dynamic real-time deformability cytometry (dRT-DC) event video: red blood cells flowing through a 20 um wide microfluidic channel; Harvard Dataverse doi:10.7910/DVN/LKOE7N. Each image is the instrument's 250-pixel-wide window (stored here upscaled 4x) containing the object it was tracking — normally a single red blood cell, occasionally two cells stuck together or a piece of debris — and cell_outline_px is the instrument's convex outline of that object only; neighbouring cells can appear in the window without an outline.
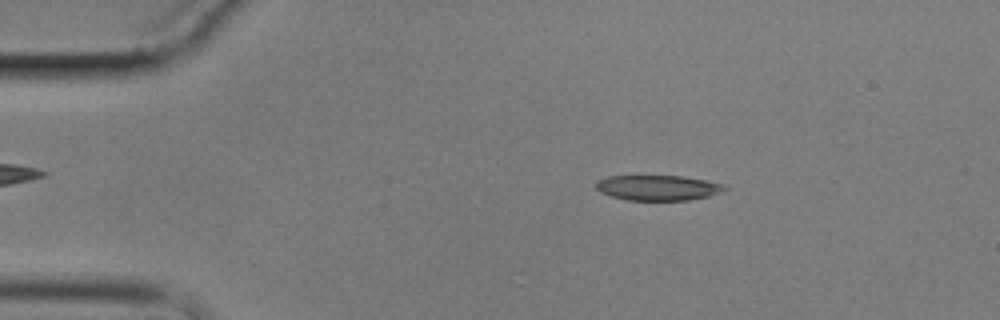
{"species": "common noctule bat (a hibernating species)", "species_latin": "Nyctalus noctula", "temperature_condition": "cold", "stored_images_in_passage": 4, "camera_frame_rate_fps": 3000, "um_per_image_px": 0.085, "animal": {"sex": "male", "body_mass_g": 17.9}, "frame": {"image": 1, "passage_image": 2, "time_ms": 1.0, "image_size_px": [1000, 320], "cell_outline_px": [[728, 188], [720, 192], [708, 196], [688, 200], [628, 200], [612, 196], [600, 192], [596, 188], [596, 180], [608, 176], [684, 176], [708, 180], [720, 184]], "centroid_in_image_um": [55.9, 15.95], "position_along_channel_um": 29.1, "area_um2": 18.84}}